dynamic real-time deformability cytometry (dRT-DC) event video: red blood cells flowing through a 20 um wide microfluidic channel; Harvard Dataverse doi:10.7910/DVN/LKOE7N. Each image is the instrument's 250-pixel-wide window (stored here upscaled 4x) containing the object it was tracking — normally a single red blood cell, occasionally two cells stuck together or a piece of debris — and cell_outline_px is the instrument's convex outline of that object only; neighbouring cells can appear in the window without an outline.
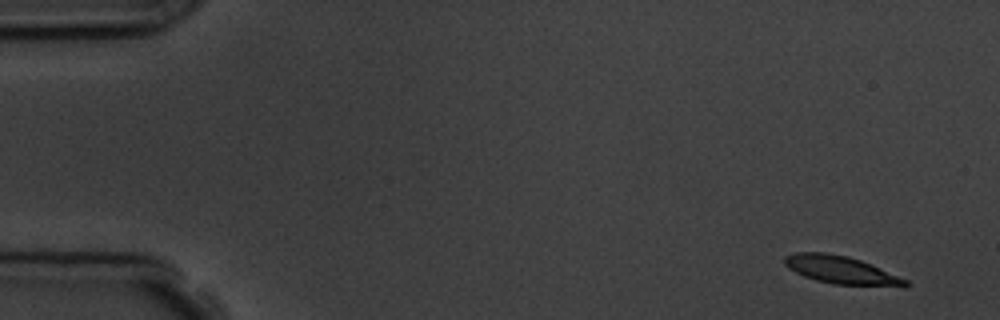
{"species": "common noctule bat (a hibernating species)", "species_latin": "Nyctalus noctula", "temperature_condition": "room temperature", "stored_images_in_passage": 6, "camera_frame_rate_fps": 3000, "um_per_image_px": 0.085, "animal": {"sex": "male", "body_mass_g": 19.5, "forearm_length_mm": 54.6}, "frame": {"image": 1, "passage_image": 1, "time_ms": 0.0, "image_size_px": [1000, 320], "cell_outline_px": [[908, 288], [904, 288], [832, 284], [816, 280], [804, 276], [788, 268], [784, 264], [784, 256], [796, 252], [824, 252], [848, 256], [860, 260], [908, 280]], "centroid_in_image_um": [71.53, 22.97], "position_along_channel_um": 13.5, "area_um2": 19.88}}